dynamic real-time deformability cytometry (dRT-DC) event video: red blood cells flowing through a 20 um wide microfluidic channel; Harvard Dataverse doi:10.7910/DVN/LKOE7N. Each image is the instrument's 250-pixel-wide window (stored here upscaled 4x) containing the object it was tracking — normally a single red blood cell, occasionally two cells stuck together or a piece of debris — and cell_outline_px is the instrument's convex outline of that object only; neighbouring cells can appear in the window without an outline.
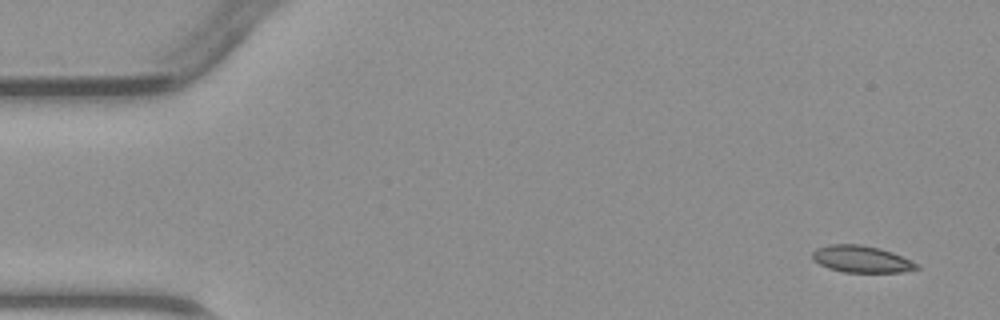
{"species": "common noctule bat (a hibernating species)", "species_latin": "Nyctalus noctula", "temperature_condition": "warm", "stored_images_in_passage": 4, "camera_frame_rate_fps": 3000, "um_per_image_px": 0.085, "animal": {"sex": "male", "body_mass_g": 23.1, "forearm_length_mm": 52.7}, "frame": {"image": 1, "passage_image": 1, "time_ms": 0.0, "image_size_px": [1000, 320], "cell_outline_px": [[920, 268], [904, 272], [844, 272], [828, 268], [812, 260], [812, 252], [816, 248], [828, 244], [860, 244], [880, 248], [892, 252], [912, 260], [920, 264]], "centroid_in_image_um": [73.24, 22.02], "position_along_channel_um": 11.8, "area_um2": 16.53}}
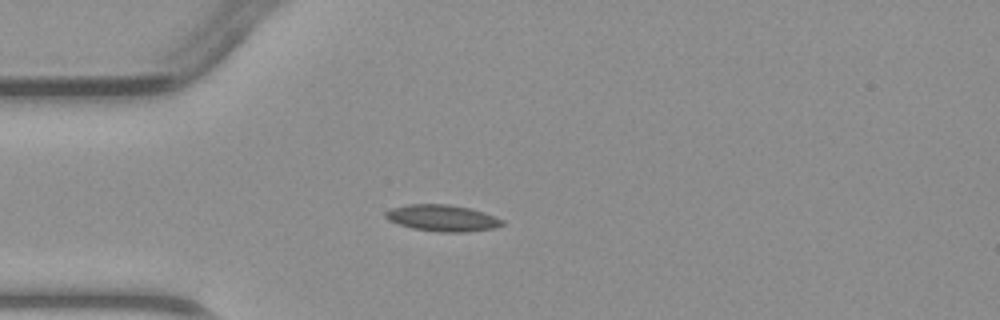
{"frame": {"image": 2, "passage_image": 3, "time_ms": 3.333, "image_size_px": [1000, 320], "cell_outline_px": [[504, 224], [496, 228], [468, 232], [440, 232], [412, 228], [388, 220], [384, 216], [384, 212], [392, 208], [408, 204], [448, 204], [468, 208], [484, 212], [504, 220]], "centroid_in_image_um": [37.62, 18.54], "position_along_channel_um": 47.4, "area_um2": 18.03}}
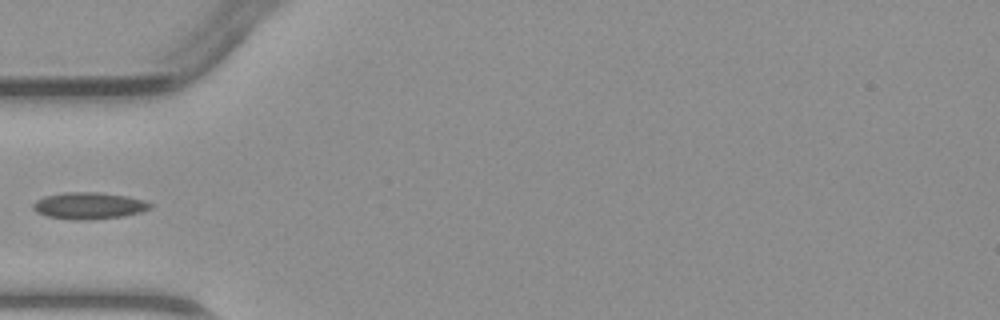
{"frame": {"image": 3, "passage_image": 4, "time_ms": 4.333, "image_size_px": [1000, 320], "cell_outline_px": [[152, 208], [140, 212], [124, 216], [88, 220], [76, 220], [48, 216], [36, 212], [32, 208], [32, 204], [36, 200], [44, 196], [68, 192], [96, 192], [128, 196], [144, 200], [152, 204]], "centroid_in_image_um": [7.56, 17.48], "position_along_channel_um": 77.4, "area_um2": 18.26}}